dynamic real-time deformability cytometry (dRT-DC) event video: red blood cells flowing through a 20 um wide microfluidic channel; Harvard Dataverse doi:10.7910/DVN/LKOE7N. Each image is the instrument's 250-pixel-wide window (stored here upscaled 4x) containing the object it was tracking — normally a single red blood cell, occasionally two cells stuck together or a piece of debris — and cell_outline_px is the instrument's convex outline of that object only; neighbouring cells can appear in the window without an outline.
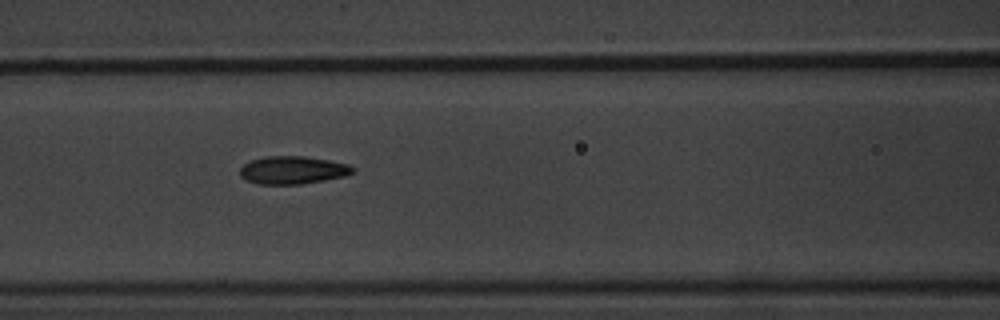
{"species": "common noctule bat (a hibernating species)", "species_latin": "Nyctalus noctula", "temperature_condition": "warm", "stored_images_in_passage": 7, "camera_frame_rate_fps": 3000, "um_per_image_px": 0.085, "animal": {"sex": "male", "body_mass_g": 20.1, "forearm_length_mm": 53.5}, "frame": {"image": 1, "passage_image": 6, "time_ms": 6.0, "image_size_px": [1000, 320], "cell_outline_px": [[356, 168], [352, 172], [344, 176], [324, 180], [300, 184], [256, 184], [240, 176], [240, 168], [244, 164], [252, 160], [264, 156], [304, 156], [328, 160], [348, 164]], "centroid_in_image_um": [24.87, 14.45], "position_along_channel_um": 141.7, "area_um2": 18.21}}
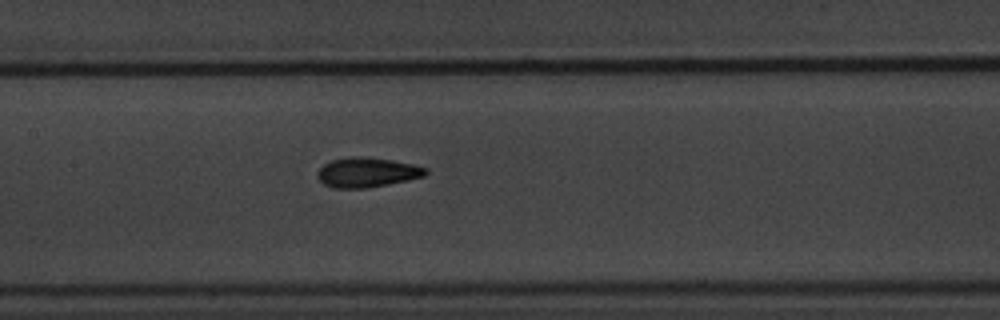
{"frame": {"image": 2, "passage_image": 7, "time_ms": 7.0, "image_size_px": [1000, 320], "cell_outline_px": [[428, 172], [424, 176], [408, 180], [368, 188], [336, 188], [324, 184], [316, 176], [316, 172], [324, 164], [332, 160], [352, 156], [364, 156], [392, 160], [412, 164], [428, 168]], "centroid_in_image_um": [31.2, 14.65], "position_along_channel_um": 176.2, "area_um2": 18.79}}